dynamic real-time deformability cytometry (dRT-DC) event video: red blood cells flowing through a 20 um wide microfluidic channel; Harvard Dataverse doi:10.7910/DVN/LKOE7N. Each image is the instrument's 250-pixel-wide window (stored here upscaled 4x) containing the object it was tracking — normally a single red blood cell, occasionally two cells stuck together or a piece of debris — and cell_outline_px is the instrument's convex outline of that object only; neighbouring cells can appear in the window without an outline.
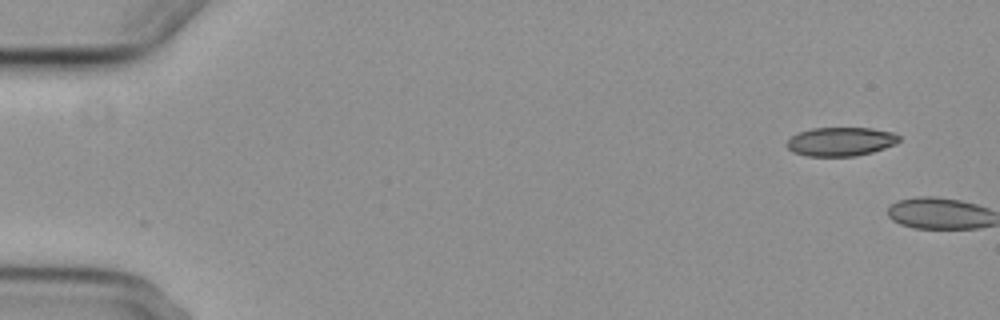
{"species": "common noctule bat (a hibernating species)", "species_latin": "Nyctalus noctula", "temperature_condition": "cold", "stored_images_in_passage": 2, "camera_frame_rate_fps": 3000, "um_per_image_px": 0.085, "animal": {"sex": "female", "body_mass_g": 29.2, "forearm_length_mm": 56.3}, "frame": {"image": 1, "passage_image": 1, "time_ms": 0.0, "image_size_px": [1000, 320], "cell_outline_px": [[900, 140], [896, 144], [872, 152], [856, 156], [808, 156], [792, 152], [784, 144], [792, 136], [800, 132], [812, 128], [872, 128], [892, 132], [900, 136]], "centroid_in_image_um": [71.46, 12.04], "position_along_channel_um": 13.5, "area_um2": 18.9}}